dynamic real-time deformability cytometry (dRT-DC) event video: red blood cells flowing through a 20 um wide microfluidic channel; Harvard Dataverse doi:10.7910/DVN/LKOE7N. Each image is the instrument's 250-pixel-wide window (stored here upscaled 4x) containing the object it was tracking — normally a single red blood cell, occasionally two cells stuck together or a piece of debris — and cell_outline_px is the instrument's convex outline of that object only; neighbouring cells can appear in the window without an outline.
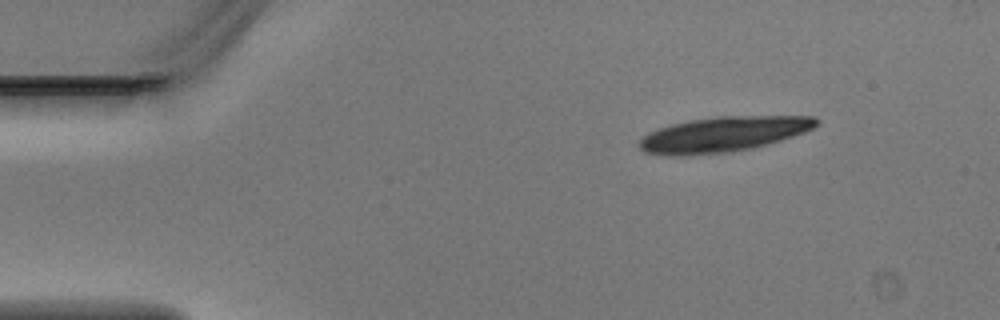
{"species": "Egyptian fruit bat (a non-hibernating species)", "species_latin": "Rousettus aegyptiacus", "temperature_condition": "warm", "stored_images_in_passage": 4, "camera_frame_rate_fps": 3000, "um_per_image_px": 0.085, "animal": {"sex": "male"}, "frame": {"image": 1, "passage_image": 4, "time_ms": 1.0, "image_size_px": [1000, 320], "cell_outline_px": [[820, 124], [804, 132], [780, 140], [752, 148], [728, 152], [684, 156], [672, 156], [644, 152], [640, 148], [640, 140], [648, 132], [672, 124], [688, 120], [716, 116], [812, 116], [820, 120]], "centroid_in_image_um": [61.48, 11.41], "position_along_channel_um": 23.5, "area_um2": 36.18}}